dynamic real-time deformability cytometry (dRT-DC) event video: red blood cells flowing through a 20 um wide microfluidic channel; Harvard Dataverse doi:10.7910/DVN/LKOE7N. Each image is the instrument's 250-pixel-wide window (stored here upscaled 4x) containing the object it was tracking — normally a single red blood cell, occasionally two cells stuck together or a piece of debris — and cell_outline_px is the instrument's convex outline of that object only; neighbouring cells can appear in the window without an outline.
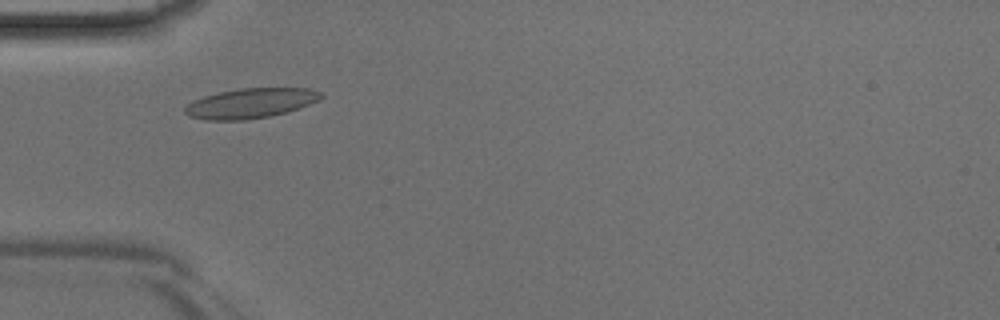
{"species": "Egyptian fruit bat (a non-hibernating species)", "species_latin": "Rousettus aegyptiacus", "temperature_condition": "room temperature", "stored_images_in_passage": 39, "camera_frame_rate_fps": 3000, "um_per_image_px": 0.085, "animal": {"sex": "male"}, "frame": {"image": 1, "passage_image": 8, "time_ms": 2.333, "image_size_px": [1000, 320], "cell_outline_px": [[324, 96], [300, 108], [268, 116], [244, 120], [204, 120], [188, 116], [184, 112], [184, 108], [192, 100], [204, 96], [220, 92], [240, 88], [308, 88], [324, 92]], "centroid_in_image_um": [21.27, 8.77], "position_along_channel_um": 63.7, "area_um2": 23.64}}
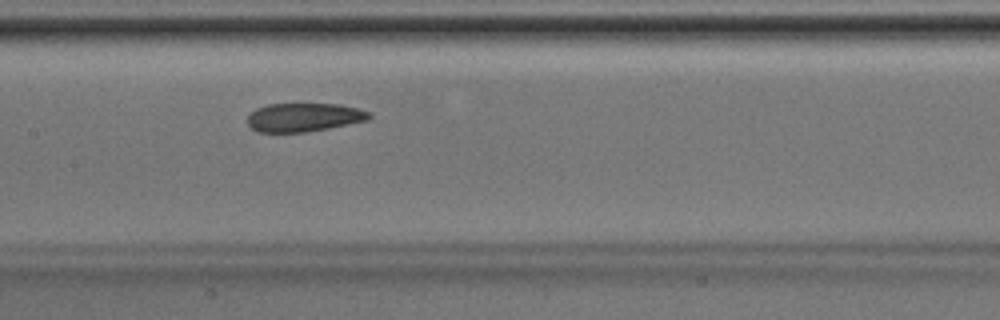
{"frame": {"image": 2, "passage_image": 16, "time_ms": 5.0, "image_size_px": [1000, 320], "cell_outline_px": [[372, 116], [368, 120], [328, 128], [304, 132], [256, 132], [248, 124], [248, 116], [256, 108], [268, 104], [340, 104], [372, 112]], "centroid_in_image_um": [25.84, 9.97], "position_along_channel_um": 181.6, "area_um2": 20.23}}
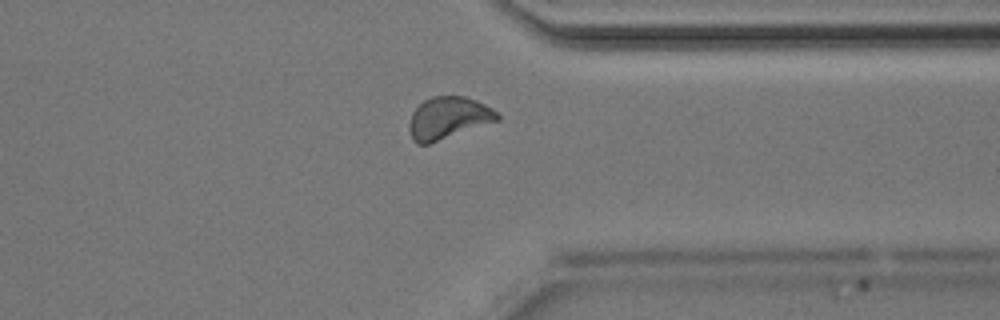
{"frame": {"image": 3, "passage_image": 29, "time_ms": 9.333, "image_size_px": [1000, 320], "cell_outline_px": [[500, 120], [428, 144], [416, 144], [412, 140], [408, 128], [408, 124], [412, 112], [424, 100], [432, 96], [464, 96], [476, 100], [492, 108], [500, 116]], "centroid_in_image_um": [38.08, 10.03], "position_along_channel_um": 373.3, "area_um2": 21.68}}